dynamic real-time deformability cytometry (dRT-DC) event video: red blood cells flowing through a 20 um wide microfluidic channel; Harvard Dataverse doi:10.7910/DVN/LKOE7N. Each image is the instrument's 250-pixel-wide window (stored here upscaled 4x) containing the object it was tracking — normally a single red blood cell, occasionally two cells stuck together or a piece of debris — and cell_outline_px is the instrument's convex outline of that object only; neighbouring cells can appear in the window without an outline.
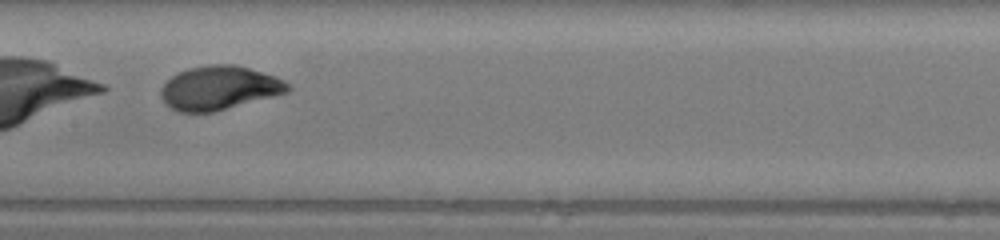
{"species": "human", "species_latin": "Homo sapiens", "temperature_condition": "warm", "stored_images_in_passage": 37, "camera_frame_rate_fps": 3000, "um_per_image_px": 0.085, "donor": {"sex": "female"}, "frame": {"image": 1, "passage_image": 21, "time_ms": 6.667, "image_size_px": [1000, 240], "cell_outline_px": [[292, 88], [288, 92], [216, 112], [180, 112], [164, 104], [160, 96], [160, 88], [172, 76], [188, 68], [208, 64], [236, 64], [276, 76], [284, 80]], "centroid_in_image_um": [18.63, 7.47], "position_along_channel_um": 188.8, "area_um2": 32.66}}
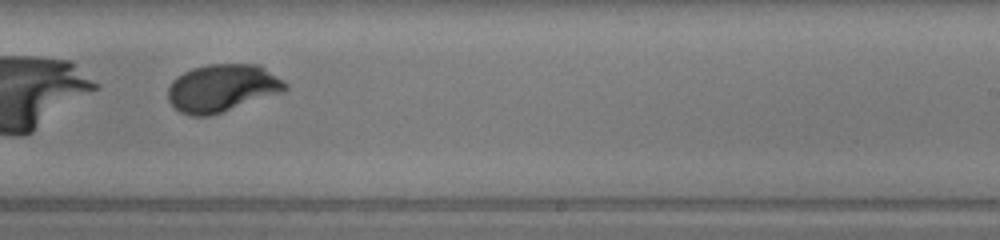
{"frame": {"image": 2, "passage_image": 27, "time_ms": 8.667, "image_size_px": [1000, 240], "cell_outline_px": [[288, 88], [284, 92], [208, 116], [192, 116], [180, 112], [168, 100], [168, 88], [172, 80], [176, 76], [192, 68], [208, 64], [260, 64], [284, 80], [288, 84]], "centroid_in_image_um": [18.91, 7.47], "position_along_channel_um": 270.1, "area_um2": 32.66}}
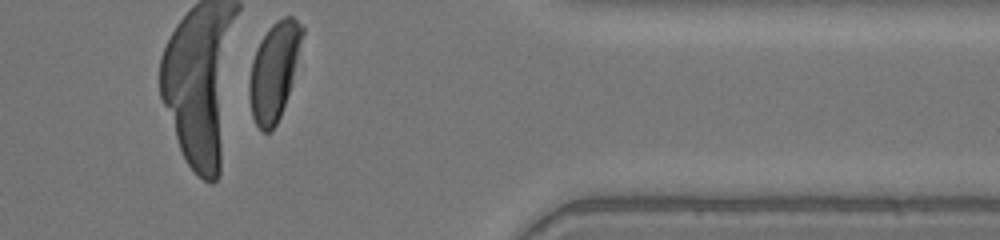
{"frame": {"image": 3, "passage_image": 37, "time_ms": 12.0, "image_size_px": [1000, 240], "cell_outline_px": [[304, 32], [288, 92], [280, 116], [276, 124], [268, 132], [260, 132], [252, 116], [248, 96], [248, 84], [252, 60], [256, 48], [260, 40], [268, 28], [276, 20], [284, 16], [292, 16], [304, 24]], "centroid_in_image_um": [23.27, 6.01], "position_along_channel_um": 388.1, "area_um2": 29.94}, "authors_computed_cell_mechanics": {"area_um2": 32.7726, "velocity_mm_per_s": 4.0826, "shape_relaxation_time_tau1_ms": 1.434, "shape_relaxation_time_tau2_ms": null, "deformation_change_tau1": 0.3024, "deformation_change_tau2": null}}